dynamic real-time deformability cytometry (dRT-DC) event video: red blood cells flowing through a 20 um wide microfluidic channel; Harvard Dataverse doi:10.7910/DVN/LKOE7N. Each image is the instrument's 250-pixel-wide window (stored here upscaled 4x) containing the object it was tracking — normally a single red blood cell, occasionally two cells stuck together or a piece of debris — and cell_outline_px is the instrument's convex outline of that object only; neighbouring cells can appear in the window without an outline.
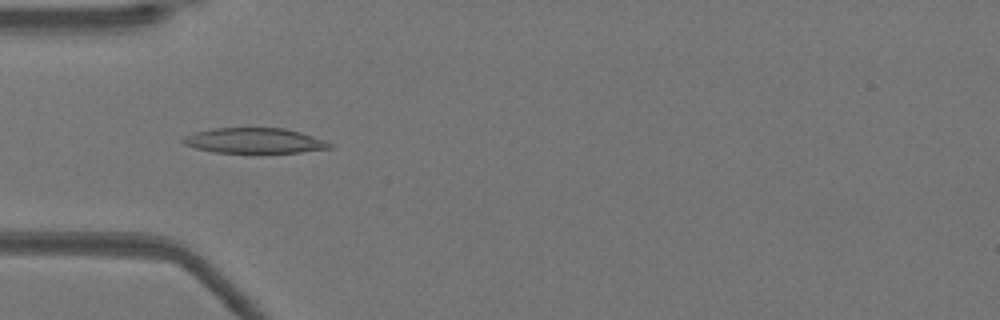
{"species": "Egyptian fruit bat (a non-hibernating species)", "species_latin": "Rousettus aegyptiacus", "temperature_condition": "warm", "stored_images_in_passage": 51, "camera_frame_rate_fps": 3000, "um_per_image_px": 0.085, "animal": {"sex": "female"}, "frame": {"image": 1, "passage_image": 16, "time_ms": 5.0, "image_size_px": [1000, 320], "cell_outline_px": [[336, 144], [332, 148], [300, 152], [212, 152], [196, 148], [184, 144], [180, 140], [184, 136], [196, 132], [212, 128], [284, 128], [300, 132]], "centroid_in_image_um": [21.63, 11.95], "position_along_channel_um": 63.4, "area_um2": 21.5}}
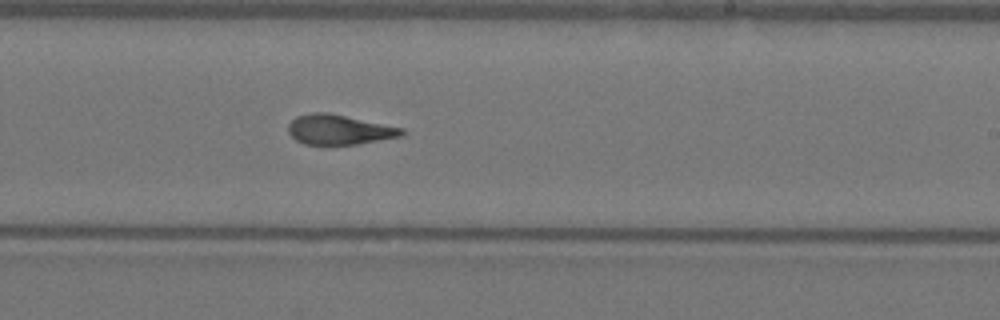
{"frame": {"image": 2, "passage_image": 31, "time_ms": 10.0, "image_size_px": [1000, 320], "cell_outline_px": [[404, 136], [356, 144], [304, 144], [296, 140], [288, 132], [288, 124], [296, 116], [312, 112], [328, 112], [404, 128]], "centroid_in_image_um": [28.83, 11.01], "position_along_channel_um": 260.2, "area_um2": 19.77}}
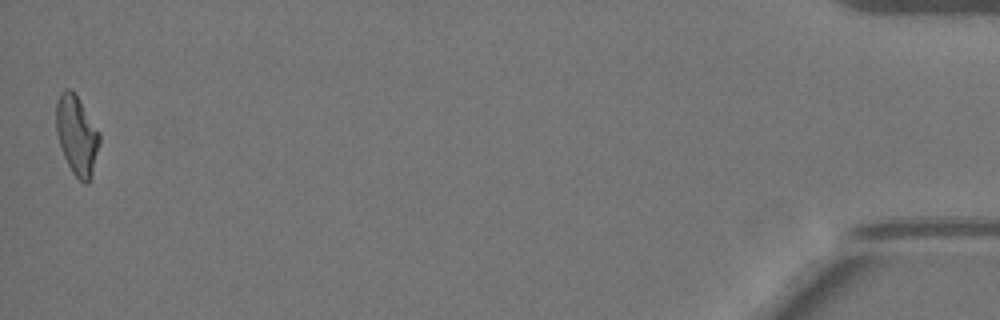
{"frame": {"image": 3, "passage_image": 51, "time_ms": 16.667, "image_size_px": [1000, 320], "cell_outline_px": [[100, 140], [92, 176], [88, 184], [84, 184], [72, 172], [64, 156], [56, 132], [56, 100], [60, 92], [64, 88], [72, 88], [76, 92], [100, 132]], "centroid_in_image_um": [6.53, 11.43], "position_along_channel_um": 428.7, "area_um2": 20.4}, "authors_computed_cell_mechanics": {"area_um2": 20.6346, "velocity_mm_per_s": 3.9569, "shape_relaxation_time_tau1_ms": null, "shape_relaxation_time_tau2_ms": 2.2547, "deformation_change_tau1": null, "deformation_change_tau2": 0.0993}}